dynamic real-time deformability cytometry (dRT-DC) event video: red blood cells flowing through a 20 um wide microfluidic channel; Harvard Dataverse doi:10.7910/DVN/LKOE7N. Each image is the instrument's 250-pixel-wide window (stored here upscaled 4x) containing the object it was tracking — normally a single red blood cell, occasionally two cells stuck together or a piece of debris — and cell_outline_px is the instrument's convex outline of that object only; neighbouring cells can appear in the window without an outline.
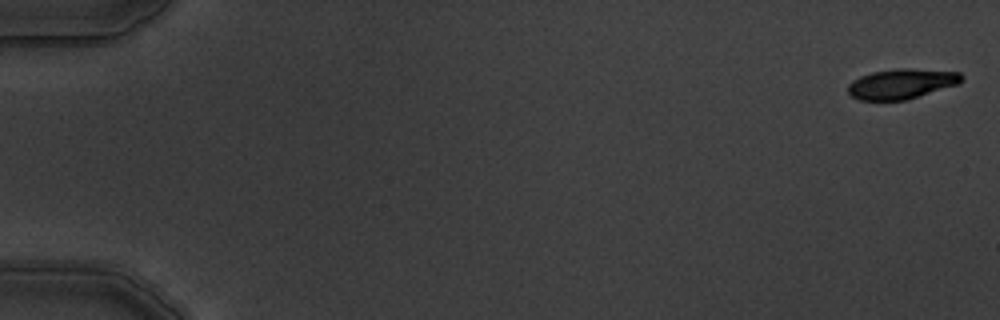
{"species": "common noctule bat (a hibernating species)", "species_latin": "Nyctalus noctula", "temperature_condition": "warm", "stored_images_in_passage": 6, "camera_frame_rate_fps": 3000, "um_per_image_px": 0.085, "animal": {"sex": "male", "body_mass_g": 19.5, "forearm_length_mm": 54.6}, "frame": {"image": 1, "passage_image": 1, "time_ms": 0.0, "image_size_px": [1000, 320], "cell_outline_px": [[964, 76], [956, 84], [908, 100], [860, 100], [852, 96], [848, 92], [848, 84], [852, 80], [860, 76], [872, 72], [900, 68], [908, 68], [960, 72]], "centroid_in_image_um": [76.6, 7.12], "position_along_channel_um": 8.4, "area_um2": 19.77}}
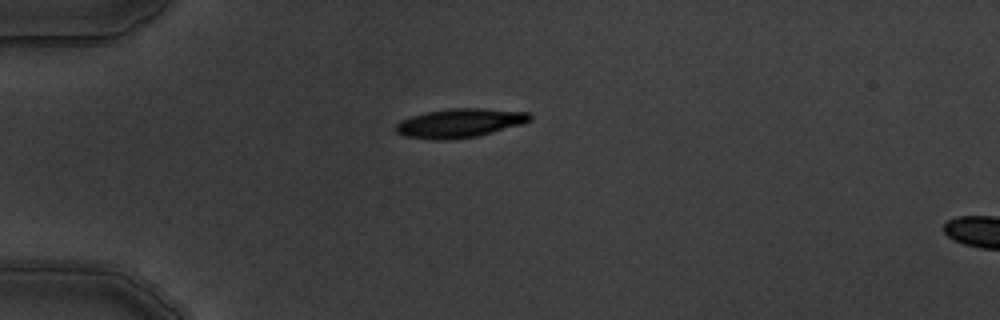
{"frame": {"image": 2, "passage_image": 5, "time_ms": 4.667, "image_size_px": [1000, 320], "cell_outline_px": [[532, 120], [520, 124], [492, 132], [476, 136], [440, 140], [436, 140], [404, 136], [396, 132], [396, 124], [400, 120], [412, 116], [428, 112], [452, 108], [484, 108], [528, 112], [532, 116]], "centroid_in_image_um": [39.07, 10.45], "position_along_channel_um": 45.9, "area_um2": 22.31}}